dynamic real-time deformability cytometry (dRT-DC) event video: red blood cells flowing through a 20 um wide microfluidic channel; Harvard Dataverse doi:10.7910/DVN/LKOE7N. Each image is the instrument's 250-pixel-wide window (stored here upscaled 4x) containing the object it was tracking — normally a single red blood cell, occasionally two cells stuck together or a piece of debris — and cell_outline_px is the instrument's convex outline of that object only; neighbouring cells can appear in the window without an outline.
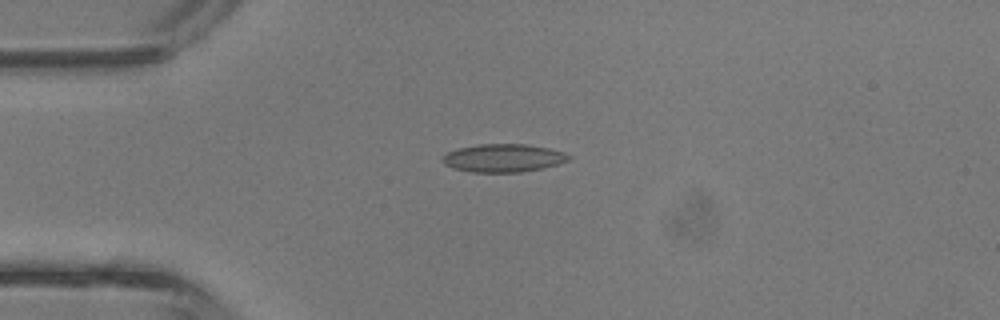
{"species": "common noctule bat (a hibernating species)", "species_latin": "Nyctalus noctula", "temperature_condition": "room temperature", "stored_images_in_passage": 2, "camera_frame_rate_fps": 3000, "um_per_image_px": 0.085, "animal": {"sex": "male", "body_mass_g": 13.3}, "frame": {"image": 1, "passage_image": 2, "time_ms": 0.333, "image_size_px": [1000, 320], "cell_outline_px": [[572, 156], [568, 160], [556, 164], [540, 168], [520, 172], [472, 172], [452, 168], [444, 164], [444, 156], [448, 152], [460, 148], [480, 144], [528, 144], [548, 148], [564, 152]], "centroid_in_image_um": [42.79, 13.43], "position_along_channel_um": 42.2, "area_um2": 20.35}}